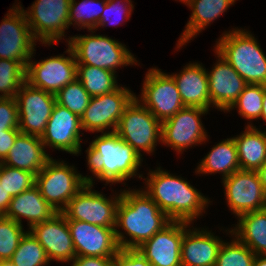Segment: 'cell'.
I'll use <instances>...</instances> for the list:
<instances>
[{
  "mask_svg": "<svg viewBox=\"0 0 266 266\" xmlns=\"http://www.w3.org/2000/svg\"><path fill=\"white\" fill-rule=\"evenodd\" d=\"M13 197L0 185V216L5 215Z\"/></svg>",
  "mask_w": 266,
  "mask_h": 266,
  "instance_id": "ee69618b",
  "label": "cell"
},
{
  "mask_svg": "<svg viewBox=\"0 0 266 266\" xmlns=\"http://www.w3.org/2000/svg\"><path fill=\"white\" fill-rule=\"evenodd\" d=\"M222 242L206 230L187 229L181 243V265L215 266Z\"/></svg>",
  "mask_w": 266,
  "mask_h": 266,
  "instance_id": "7402d4cb",
  "label": "cell"
},
{
  "mask_svg": "<svg viewBox=\"0 0 266 266\" xmlns=\"http://www.w3.org/2000/svg\"><path fill=\"white\" fill-rule=\"evenodd\" d=\"M180 1L187 4L189 0H180Z\"/></svg>",
  "mask_w": 266,
  "mask_h": 266,
  "instance_id": "681fc988",
  "label": "cell"
},
{
  "mask_svg": "<svg viewBox=\"0 0 266 266\" xmlns=\"http://www.w3.org/2000/svg\"><path fill=\"white\" fill-rule=\"evenodd\" d=\"M77 64L95 66L116 73V68L137 64L125 45L103 35H79L68 39Z\"/></svg>",
  "mask_w": 266,
  "mask_h": 266,
  "instance_id": "5b68a950",
  "label": "cell"
},
{
  "mask_svg": "<svg viewBox=\"0 0 266 266\" xmlns=\"http://www.w3.org/2000/svg\"><path fill=\"white\" fill-rule=\"evenodd\" d=\"M255 254L236 236L231 243L222 242L215 266H253Z\"/></svg>",
  "mask_w": 266,
  "mask_h": 266,
  "instance_id": "e575fe53",
  "label": "cell"
},
{
  "mask_svg": "<svg viewBox=\"0 0 266 266\" xmlns=\"http://www.w3.org/2000/svg\"><path fill=\"white\" fill-rule=\"evenodd\" d=\"M15 98L20 132L41 137L56 104L55 94L33 87L25 81Z\"/></svg>",
  "mask_w": 266,
  "mask_h": 266,
  "instance_id": "4fadbf2b",
  "label": "cell"
},
{
  "mask_svg": "<svg viewBox=\"0 0 266 266\" xmlns=\"http://www.w3.org/2000/svg\"><path fill=\"white\" fill-rule=\"evenodd\" d=\"M125 1V5H121L120 2L118 0H107L104 11L101 15V18L99 20V23L97 25V28H99V26H105L107 25V23L113 25H118L119 21L116 18H112L114 16L111 17V14L114 15H118L119 18L123 15L125 16V19H129L130 15H131V11L132 9H134V6L132 4L131 0H123ZM119 2V3H117ZM117 3V4H116ZM112 18V19H111ZM122 18V17H121ZM122 21V20H121Z\"/></svg>",
  "mask_w": 266,
  "mask_h": 266,
  "instance_id": "ab89813d",
  "label": "cell"
},
{
  "mask_svg": "<svg viewBox=\"0 0 266 266\" xmlns=\"http://www.w3.org/2000/svg\"><path fill=\"white\" fill-rule=\"evenodd\" d=\"M71 266H113V258L79 256L75 257Z\"/></svg>",
  "mask_w": 266,
  "mask_h": 266,
  "instance_id": "7bdbcfd3",
  "label": "cell"
},
{
  "mask_svg": "<svg viewBox=\"0 0 266 266\" xmlns=\"http://www.w3.org/2000/svg\"><path fill=\"white\" fill-rule=\"evenodd\" d=\"M244 133L233 137L240 170L257 171L266 160V131L247 125Z\"/></svg>",
  "mask_w": 266,
  "mask_h": 266,
  "instance_id": "83f0119b",
  "label": "cell"
},
{
  "mask_svg": "<svg viewBox=\"0 0 266 266\" xmlns=\"http://www.w3.org/2000/svg\"><path fill=\"white\" fill-rule=\"evenodd\" d=\"M113 266H152L137 249L120 248L113 258Z\"/></svg>",
  "mask_w": 266,
  "mask_h": 266,
  "instance_id": "60d3db41",
  "label": "cell"
},
{
  "mask_svg": "<svg viewBox=\"0 0 266 266\" xmlns=\"http://www.w3.org/2000/svg\"><path fill=\"white\" fill-rule=\"evenodd\" d=\"M44 149L39 136L20 133L1 163L36 175L51 158Z\"/></svg>",
  "mask_w": 266,
  "mask_h": 266,
  "instance_id": "cb8c5ba5",
  "label": "cell"
},
{
  "mask_svg": "<svg viewBox=\"0 0 266 266\" xmlns=\"http://www.w3.org/2000/svg\"><path fill=\"white\" fill-rule=\"evenodd\" d=\"M207 112L208 110L200 107L185 106L162 122L161 142L179 153L189 146L205 142L207 134L200 116Z\"/></svg>",
  "mask_w": 266,
  "mask_h": 266,
  "instance_id": "9a60e30c",
  "label": "cell"
},
{
  "mask_svg": "<svg viewBox=\"0 0 266 266\" xmlns=\"http://www.w3.org/2000/svg\"><path fill=\"white\" fill-rule=\"evenodd\" d=\"M177 85L184 106L200 107L209 110L208 75L198 63H190L179 74L171 75Z\"/></svg>",
  "mask_w": 266,
  "mask_h": 266,
  "instance_id": "603a6c76",
  "label": "cell"
},
{
  "mask_svg": "<svg viewBox=\"0 0 266 266\" xmlns=\"http://www.w3.org/2000/svg\"><path fill=\"white\" fill-rule=\"evenodd\" d=\"M20 133L19 129H10L6 130L5 133H0V162L6 158Z\"/></svg>",
  "mask_w": 266,
  "mask_h": 266,
  "instance_id": "b9f144b4",
  "label": "cell"
},
{
  "mask_svg": "<svg viewBox=\"0 0 266 266\" xmlns=\"http://www.w3.org/2000/svg\"><path fill=\"white\" fill-rule=\"evenodd\" d=\"M8 12L0 24V59L20 61L26 67L36 41L22 6L13 5Z\"/></svg>",
  "mask_w": 266,
  "mask_h": 266,
  "instance_id": "30bf717a",
  "label": "cell"
},
{
  "mask_svg": "<svg viewBox=\"0 0 266 266\" xmlns=\"http://www.w3.org/2000/svg\"><path fill=\"white\" fill-rule=\"evenodd\" d=\"M148 175L145 192L171 221L191 223L210 202L185 179L172 176L160 167Z\"/></svg>",
  "mask_w": 266,
  "mask_h": 266,
  "instance_id": "7a4b0ae2",
  "label": "cell"
},
{
  "mask_svg": "<svg viewBox=\"0 0 266 266\" xmlns=\"http://www.w3.org/2000/svg\"><path fill=\"white\" fill-rule=\"evenodd\" d=\"M0 266H14L10 261H0Z\"/></svg>",
  "mask_w": 266,
  "mask_h": 266,
  "instance_id": "c3c4849f",
  "label": "cell"
},
{
  "mask_svg": "<svg viewBox=\"0 0 266 266\" xmlns=\"http://www.w3.org/2000/svg\"><path fill=\"white\" fill-rule=\"evenodd\" d=\"M107 0H82L77 3L75 0L70 1L69 25H76L80 28H87L89 32L97 29V25L104 11ZM73 21V22H72Z\"/></svg>",
  "mask_w": 266,
  "mask_h": 266,
  "instance_id": "4dcf8cb0",
  "label": "cell"
},
{
  "mask_svg": "<svg viewBox=\"0 0 266 266\" xmlns=\"http://www.w3.org/2000/svg\"><path fill=\"white\" fill-rule=\"evenodd\" d=\"M266 121V85H264V96H263V106H262V113L260 119Z\"/></svg>",
  "mask_w": 266,
  "mask_h": 266,
  "instance_id": "bcb514c9",
  "label": "cell"
},
{
  "mask_svg": "<svg viewBox=\"0 0 266 266\" xmlns=\"http://www.w3.org/2000/svg\"><path fill=\"white\" fill-rule=\"evenodd\" d=\"M9 261L14 266H45L49 263L43 246L30 231H26Z\"/></svg>",
  "mask_w": 266,
  "mask_h": 266,
  "instance_id": "1f68e13d",
  "label": "cell"
},
{
  "mask_svg": "<svg viewBox=\"0 0 266 266\" xmlns=\"http://www.w3.org/2000/svg\"><path fill=\"white\" fill-rule=\"evenodd\" d=\"M253 266H266V257L255 256Z\"/></svg>",
  "mask_w": 266,
  "mask_h": 266,
  "instance_id": "7dc6e473",
  "label": "cell"
},
{
  "mask_svg": "<svg viewBox=\"0 0 266 266\" xmlns=\"http://www.w3.org/2000/svg\"><path fill=\"white\" fill-rule=\"evenodd\" d=\"M237 227L229 233L235 235L255 255L266 257V210L242 214Z\"/></svg>",
  "mask_w": 266,
  "mask_h": 266,
  "instance_id": "4316f807",
  "label": "cell"
},
{
  "mask_svg": "<svg viewBox=\"0 0 266 266\" xmlns=\"http://www.w3.org/2000/svg\"><path fill=\"white\" fill-rule=\"evenodd\" d=\"M19 113L16 98L0 97V133L18 129Z\"/></svg>",
  "mask_w": 266,
  "mask_h": 266,
  "instance_id": "f35d334b",
  "label": "cell"
},
{
  "mask_svg": "<svg viewBox=\"0 0 266 266\" xmlns=\"http://www.w3.org/2000/svg\"><path fill=\"white\" fill-rule=\"evenodd\" d=\"M230 210L240 216L265 209L266 194L256 171L239 170L223 179Z\"/></svg>",
  "mask_w": 266,
  "mask_h": 266,
  "instance_id": "2e32d148",
  "label": "cell"
},
{
  "mask_svg": "<svg viewBox=\"0 0 266 266\" xmlns=\"http://www.w3.org/2000/svg\"><path fill=\"white\" fill-rule=\"evenodd\" d=\"M70 1L36 0L30 12L23 9L35 40L51 45L65 36V29L69 28Z\"/></svg>",
  "mask_w": 266,
  "mask_h": 266,
  "instance_id": "9c48e42d",
  "label": "cell"
},
{
  "mask_svg": "<svg viewBox=\"0 0 266 266\" xmlns=\"http://www.w3.org/2000/svg\"><path fill=\"white\" fill-rule=\"evenodd\" d=\"M190 223L171 221L137 250L152 266H182L181 243Z\"/></svg>",
  "mask_w": 266,
  "mask_h": 266,
  "instance_id": "ac0fdd59",
  "label": "cell"
},
{
  "mask_svg": "<svg viewBox=\"0 0 266 266\" xmlns=\"http://www.w3.org/2000/svg\"><path fill=\"white\" fill-rule=\"evenodd\" d=\"M236 0H189L186 4L192 9L190 20L178 41L180 48L207 25L222 15Z\"/></svg>",
  "mask_w": 266,
  "mask_h": 266,
  "instance_id": "484cf974",
  "label": "cell"
},
{
  "mask_svg": "<svg viewBox=\"0 0 266 266\" xmlns=\"http://www.w3.org/2000/svg\"><path fill=\"white\" fill-rule=\"evenodd\" d=\"M116 74L107 69L77 64V79L91 97L108 94L119 86Z\"/></svg>",
  "mask_w": 266,
  "mask_h": 266,
  "instance_id": "f546056e",
  "label": "cell"
},
{
  "mask_svg": "<svg viewBox=\"0 0 266 266\" xmlns=\"http://www.w3.org/2000/svg\"><path fill=\"white\" fill-rule=\"evenodd\" d=\"M80 129V117L56 102L40 138L44 147L77 155L81 151Z\"/></svg>",
  "mask_w": 266,
  "mask_h": 266,
  "instance_id": "d6986e66",
  "label": "cell"
},
{
  "mask_svg": "<svg viewBox=\"0 0 266 266\" xmlns=\"http://www.w3.org/2000/svg\"><path fill=\"white\" fill-rule=\"evenodd\" d=\"M77 173L74 166L50 158L35 175V186L57 212H62L87 184L86 177Z\"/></svg>",
  "mask_w": 266,
  "mask_h": 266,
  "instance_id": "8992f818",
  "label": "cell"
},
{
  "mask_svg": "<svg viewBox=\"0 0 266 266\" xmlns=\"http://www.w3.org/2000/svg\"><path fill=\"white\" fill-rule=\"evenodd\" d=\"M56 102L81 117L87 108L91 96L76 78L56 93Z\"/></svg>",
  "mask_w": 266,
  "mask_h": 266,
  "instance_id": "d590c367",
  "label": "cell"
},
{
  "mask_svg": "<svg viewBox=\"0 0 266 266\" xmlns=\"http://www.w3.org/2000/svg\"><path fill=\"white\" fill-rule=\"evenodd\" d=\"M64 55L54 56L33 62L30 60L26 66V82L31 86L55 94L77 78V62L73 50L68 45Z\"/></svg>",
  "mask_w": 266,
  "mask_h": 266,
  "instance_id": "5bb4252c",
  "label": "cell"
},
{
  "mask_svg": "<svg viewBox=\"0 0 266 266\" xmlns=\"http://www.w3.org/2000/svg\"><path fill=\"white\" fill-rule=\"evenodd\" d=\"M0 185L14 197L35 185V174L0 162Z\"/></svg>",
  "mask_w": 266,
  "mask_h": 266,
  "instance_id": "74e56055",
  "label": "cell"
},
{
  "mask_svg": "<svg viewBox=\"0 0 266 266\" xmlns=\"http://www.w3.org/2000/svg\"><path fill=\"white\" fill-rule=\"evenodd\" d=\"M25 81L26 67L20 61L0 59V97L15 98Z\"/></svg>",
  "mask_w": 266,
  "mask_h": 266,
  "instance_id": "d6a6232c",
  "label": "cell"
},
{
  "mask_svg": "<svg viewBox=\"0 0 266 266\" xmlns=\"http://www.w3.org/2000/svg\"><path fill=\"white\" fill-rule=\"evenodd\" d=\"M26 232L23 225L0 216V261H9Z\"/></svg>",
  "mask_w": 266,
  "mask_h": 266,
  "instance_id": "8d00e7d4",
  "label": "cell"
},
{
  "mask_svg": "<svg viewBox=\"0 0 266 266\" xmlns=\"http://www.w3.org/2000/svg\"><path fill=\"white\" fill-rule=\"evenodd\" d=\"M239 170L240 163L237 148L232 137L215 145L204 159H202L196 173L212 174L221 172L224 179Z\"/></svg>",
  "mask_w": 266,
  "mask_h": 266,
  "instance_id": "f1b7e54d",
  "label": "cell"
},
{
  "mask_svg": "<svg viewBox=\"0 0 266 266\" xmlns=\"http://www.w3.org/2000/svg\"><path fill=\"white\" fill-rule=\"evenodd\" d=\"M57 211L42 197L39 189L34 185L31 189L14 196L4 216L22 224V217L29 222V229L53 217Z\"/></svg>",
  "mask_w": 266,
  "mask_h": 266,
  "instance_id": "d4e9b609",
  "label": "cell"
},
{
  "mask_svg": "<svg viewBox=\"0 0 266 266\" xmlns=\"http://www.w3.org/2000/svg\"><path fill=\"white\" fill-rule=\"evenodd\" d=\"M263 96V84H248L227 111H230L234 107H238L237 111L240 116L249 120L260 119L263 106Z\"/></svg>",
  "mask_w": 266,
  "mask_h": 266,
  "instance_id": "836d02e7",
  "label": "cell"
},
{
  "mask_svg": "<svg viewBox=\"0 0 266 266\" xmlns=\"http://www.w3.org/2000/svg\"><path fill=\"white\" fill-rule=\"evenodd\" d=\"M135 97L129 89L120 86L108 94L91 97L80 117L82 130L104 133L112 127L110 132L116 131L125 108Z\"/></svg>",
  "mask_w": 266,
  "mask_h": 266,
  "instance_id": "7c38bea8",
  "label": "cell"
},
{
  "mask_svg": "<svg viewBox=\"0 0 266 266\" xmlns=\"http://www.w3.org/2000/svg\"><path fill=\"white\" fill-rule=\"evenodd\" d=\"M117 206L115 236L120 248L137 249L157 232L167 226L171 220L167 214L143 190H123ZM127 232L131 240L123 233Z\"/></svg>",
  "mask_w": 266,
  "mask_h": 266,
  "instance_id": "6da1fadb",
  "label": "cell"
},
{
  "mask_svg": "<svg viewBox=\"0 0 266 266\" xmlns=\"http://www.w3.org/2000/svg\"><path fill=\"white\" fill-rule=\"evenodd\" d=\"M86 152L90 172L106 184L122 183L137 175L143 161L115 131L102 133L91 142Z\"/></svg>",
  "mask_w": 266,
  "mask_h": 266,
  "instance_id": "3957f363",
  "label": "cell"
},
{
  "mask_svg": "<svg viewBox=\"0 0 266 266\" xmlns=\"http://www.w3.org/2000/svg\"><path fill=\"white\" fill-rule=\"evenodd\" d=\"M86 182L87 184L69 201L62 213L69 220H80L102 227L115 228L121 193L115 198L107 199L105 195L91 190L92 177L86 176Z\"/></svg>",
  "mask_w": 266,
  "mask_h": 266,
  "instance_id": "ba28073f",
  "label": "cell"
},
{
  "mask_svg": "<svg viewBox=\"0 0 266 266\" xmlns=\"http://www.w3.org/2000/svg\"><path fill=\"white\" fill-rule=\"evenodd\" d=\"M216 51L248 84L266 85V56L248 31L234 29L223 33Z\"/></svg>",
  "mask_w": 266,
  "mask_h": 266,
  "instance_id": "277c9868",
  "label": "cell"
},
{
  "mask_svg": "<svg viewBox=\"0 0 266 266\" xmlns=\"http://www.w3.org/2000/svg\"><path fill=\"white\" fill-rule=\"evenodd\" d=\"M73 240L76 257L114 258L120 247L115 236V228H107L66 217Z\"/></svg>",
  "mask_w": 266,
  "mask_h": 266,
  "instance_id": "e0dca14e",
  "label": "cell"
},
{
  "mask_svg": "<svg viewBox=\"0 0 266 266\" xmlns=\"http://www.w3.org/2000/svg\"><path fill=\"white\" fill-rule=\"evenodd\" d=\"M142 89L139 101L161 122L185 107L173 77L159 69L147 72Z\"/></svg>",
  "mask_w": 266,
  "mask_h": 266,
  "instance_id": "8fae6325",
  "label": "cell"
},
{
  "mask_svg": "<svg viewBox=\"0 0 266 266\" xmlns=\"http://www.w3.org/2000/svg\"><path fill=\"white\" fill-rule=\"evenodd\" d=\"M259 175L260 182L262 184V187L264 189V192L266 194V160L261 165V167L256 171Z\"/></svg>",
  "mask_w": 266,
  "mask_h": 266,
  "instance_id": "f6af8a7d",
  "label": "cell"
},
{
  "mask_svg": "<svg viewBox=\"0 0 266 266\" xmlns=\"http://www.w3.org/2000/svg\"><path fill=\"white\" fill-rule=\"evenodd\" d=\"M218 61L211 72L207 71L211 105L227 111L248 83L217 52Z\"/></svg>",
  "mask_w": 266,
  "mask_h": 266,
  "instance_id": "44dd1931",
  "label": "cell"
},
{
  "mask_svg": "<svg viewBox=\"0 0 266 266\" xmlns=\"http://www.w3.org/2000/svg\"><path fill=\"white\" fill-rule=\"evenodd\" d=\"M30 232L43 246L49 261L68 262L76 257L71 232L62 212L33 225Z\"/></svg>",
  "mask_w": 266,
  "mask_h": 266,
  "instance_id": "ffe728a7",
  "label": "cell"
},
{
  "mask_svg": "<svg viewBox=\"0 0 266 266\" xmlns=\"http://www.w3.org/2000/svg\"><path fill=\"white\" fill-rule=\"evenodd\" d=\"M115 132L141 157V151L151 154L161 141L162 122L135 97L125 108Z\"/></svg>",
  "mask_w": 266,
  "mask_h": 266,
  "instance_id": "52a82bcc",
  "label": "cell"
}]
</instances>
